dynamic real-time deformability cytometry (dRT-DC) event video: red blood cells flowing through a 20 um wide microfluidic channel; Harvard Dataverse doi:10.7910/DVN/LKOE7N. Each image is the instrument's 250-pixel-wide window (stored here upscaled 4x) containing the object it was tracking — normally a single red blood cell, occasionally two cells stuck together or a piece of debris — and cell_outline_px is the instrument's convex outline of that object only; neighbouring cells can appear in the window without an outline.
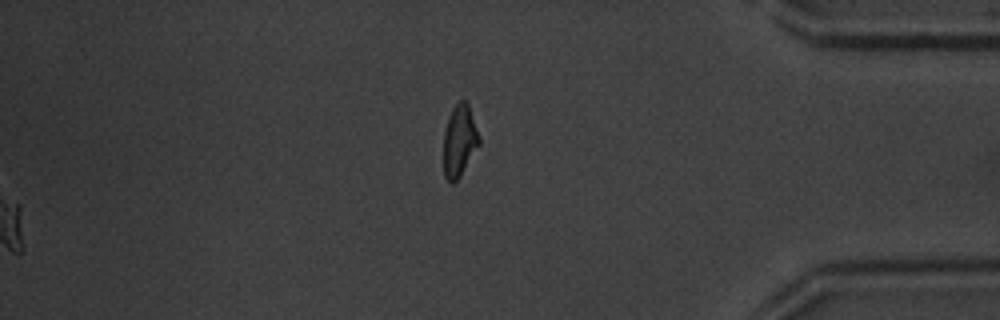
{"species": "common noctule bat (a hibernating species)", "species_latin": "Nyctalus noctula", "temperature_condition": "warm", "stored_images_in_passage": 48, "segment_of_instrument_passage": [2, 2], "camera_frame_rate_fps": 3000, "um_per_image_px": 0.085, "animal": {"sex": "male", "body_mass_g": 20.1, "forearm_length_mm": 53.5}, "frame": {"image": 1, "passage_image": 48, "time_ms": 15.667, "image_size_px": [1000, 320], "cell_outline_px": [[480, 144], [460, 176], [452, 184], [444, 176], [444, 132], [448, 116], [452, 108], [460, 100], [464, 100], [468, 104], [480, 140]], "centroid_in_image_um": [39.04, 11.97], "position_along_channel_um": 396.2, "area_um2": 14.68}}